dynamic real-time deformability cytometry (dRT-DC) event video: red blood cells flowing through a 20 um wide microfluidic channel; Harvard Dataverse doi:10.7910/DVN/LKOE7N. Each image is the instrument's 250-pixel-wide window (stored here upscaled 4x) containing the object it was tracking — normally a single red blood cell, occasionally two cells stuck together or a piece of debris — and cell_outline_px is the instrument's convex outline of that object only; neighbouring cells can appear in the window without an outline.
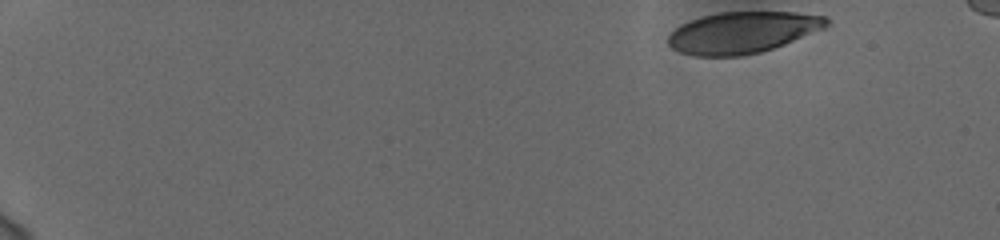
{"species": "human", "species_latin": "Homo sapiens", "temperature_condition": "cold", "stored_images_in_passage": 45, "camera_frame_rate_fps": 3000, "um_per_image_px": 0.085, "donor": {"sex": "female"}, "frame": {"image": 1, "passage_image": 1, "time_ms": 0.0, "image_size_px": [1000, 240], "cell_outline_px": [[828, 24], [824, 28], [784, 44], [760, 52], [740, 56], [696, 56], [680, 52], [672, 48], [668, 44], [668, 36], [680, 24], [704, 16], [720, 12], [796, 12], [828, 16]], "centroid_in_image_um": [63.11, 2.75], "position_along_channel_um": 21.9, "area_um2": 38.03}}
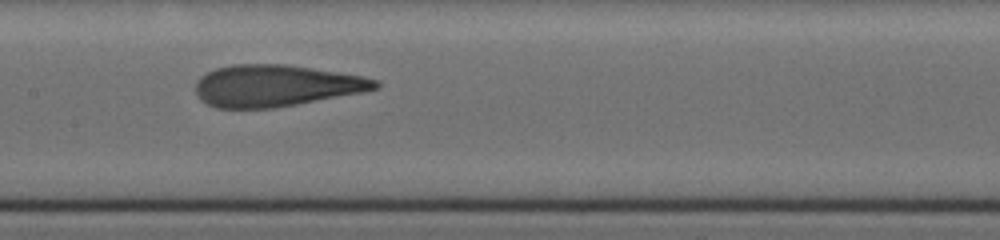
{"frame": {"image": 2, "passage_image": 26, "time_ms": 8.333, "image_size_px": [1000, 240], "cell_outline_px": [[380, 88], [360, 92], [296, 104], [272, 108], [216, 108], [200, 100], [196, 96], [196, 80], [200, 76], [216, 68], [232, 64], [288, 64], [364, 76], [380, 80]], "centroid_in_image_um": [23.43, 7.27], "position_along_channel_um": 184.0, "area_um2": 43.7}}
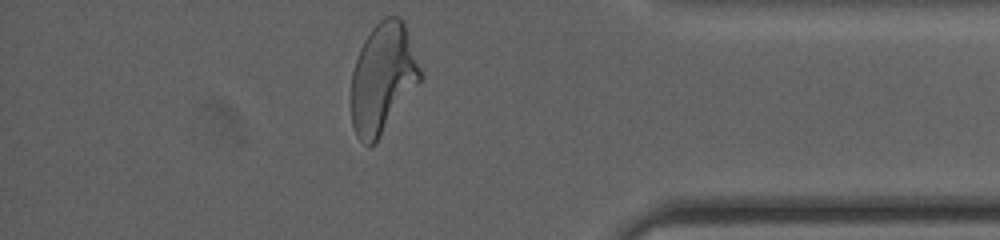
{"frame": {"image": 3, "passage_image": 45, "time_ms": 14.667, "image_size_px": [1000, 240], "cell_outline_px": [[424, 76], [376, 144], [368, 148], [356, 136], [352, 124], [352, 72], [360, 48], [364, 40], [372, 28], [384, 16], [400, 16], [404, 20]], "centroid_in_image_um": [32.56, 6.66], "position_along_channel_um": 402.6, "area_um2": 44.74}, "authors_computed_cell_mechanics": {"area_um2": 43.5812, "velocity_mm_per_s": 3.7469, "shape_relaxation_time_tau1_ms": 4.758, "shape_relaxation_time_tau2_ms": 1.1583, "deformation_change_tau1": 0.2099, "deformation_change_tau2": 0.1006}}